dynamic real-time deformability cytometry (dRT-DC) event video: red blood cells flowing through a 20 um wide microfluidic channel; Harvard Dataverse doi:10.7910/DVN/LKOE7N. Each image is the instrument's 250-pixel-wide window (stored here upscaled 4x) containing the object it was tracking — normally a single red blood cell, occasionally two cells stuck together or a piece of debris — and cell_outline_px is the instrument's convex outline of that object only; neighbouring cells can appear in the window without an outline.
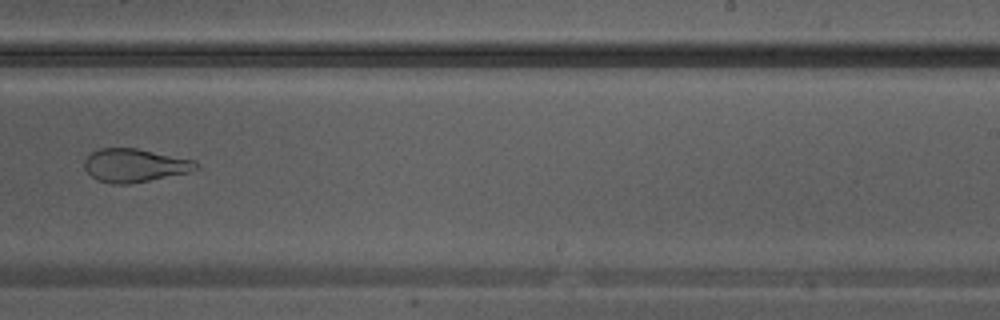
{"species": "Egyptian fruit bat (a non-hibernating species)", "species_latin": "Rousettus aegyptiacus", "temperature_condition": "warm", "stored_images_in_passage": 19, "camera_frame_rate_fps": 3000, "um_per_image_px": 0.085, "animal": {"sex": "male"}, "frame": {"image": 1, "passage_image": 11, "time_ms": 3.333, "image_size_px": [1000, 320], "cell_outline_px": [[200, 168], [188, 172], [128, 184], [112, 184], [96, 180], [84, 168], [84, 160], [92, 152], [100, 148], [136, 148], [196, 160], [200, 164]], "centroid_in_image_um": [11.46, 14.05], "position_along_channel_um": 277.5, "area_um2": 21.68}}